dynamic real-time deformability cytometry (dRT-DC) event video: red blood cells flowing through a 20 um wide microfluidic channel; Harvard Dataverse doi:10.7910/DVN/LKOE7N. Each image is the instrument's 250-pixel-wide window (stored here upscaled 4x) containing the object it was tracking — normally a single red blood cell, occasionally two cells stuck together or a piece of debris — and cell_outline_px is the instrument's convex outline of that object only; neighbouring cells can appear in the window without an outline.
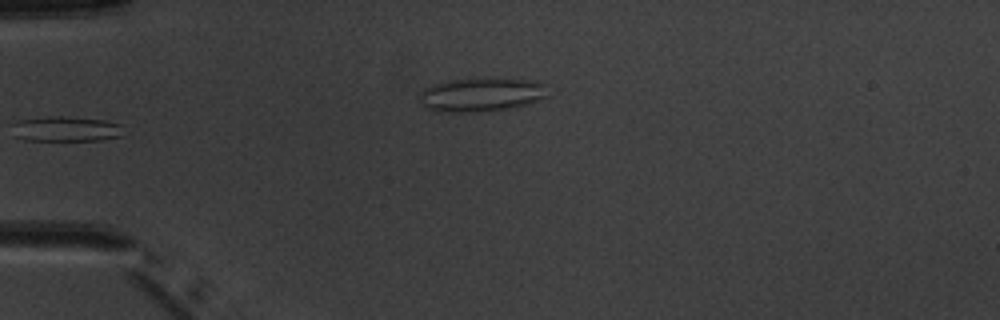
{"species": "common noctule bat (a hibernating species)", "species_latin": "Nyctalus noctula", "temperature_condition": "warm", "stored_images_in_passage": 9, "camera_frame_rate_fps": 3000, "um_per_image_px": 0.085, "animal": {"sex": "male", "body_mass_g": 20.1, "forearm_length_mm": 53.5}, "frame": {"image": 1, "passage_image": 4, "time_ms": 4.333, "image_size_px": [1000, 320], "cell_outline_px": [[548, 96], [528, 104], [512, 108], [480, 112], [436, 112], [424, 108], [420, 104], [420, 92], [424, 88], [432, 84], [456, 80], [496, 76], [528, 80], [548, 84]], "centroid_in_image_um": [40.94, 8.03], "position_along_channel_um": 44.1, "area_um2": 26.13}}
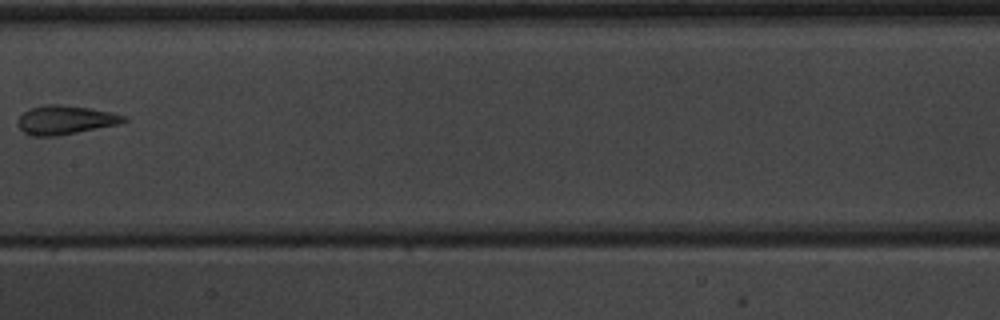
{"frame": {"image": 2, "passage_image": 8, "time_ms": 9.0, "image_size_px": [1000, 320], "cell_outline_px": [[128, 120], [120, 124], [56, 136], [32, 136], [24, 132], [16, 124], [16, 120], [28, 108], [44, 104], [60, 104], [88, 108], [112, 112], [128, 116]], "centroid_in_image_um": [5.54, 10.18], "position_along_channel_um": 201.9, "area_um2": 18.03}}
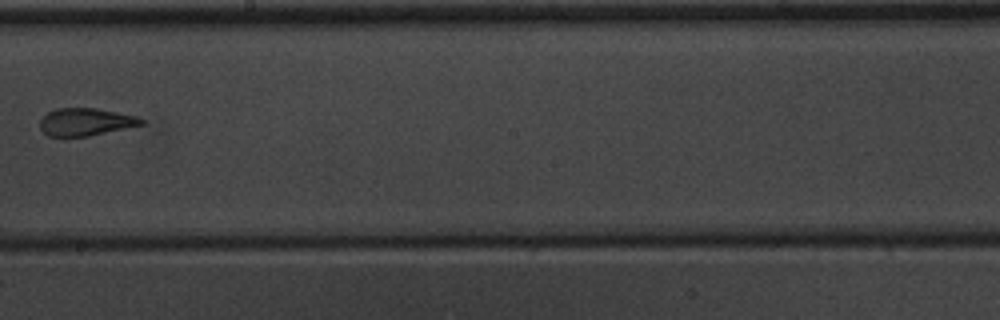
{"frame": {"image": 3, "passage_image": 9, "time_ms": 10.0, "image_size_px": [1000, 320], "cell_outline_px": [[144, 124], [88, 136], [64, 140], [48, 136], [40, 128], [40, 120], [48, 112], [56, 108], [96, 108], [140, 116], [144, 120]], "centroid_in_image_um": [7.25, 10.39], "position_along_channel_um": 241.0, "area_um2": 16.82}}